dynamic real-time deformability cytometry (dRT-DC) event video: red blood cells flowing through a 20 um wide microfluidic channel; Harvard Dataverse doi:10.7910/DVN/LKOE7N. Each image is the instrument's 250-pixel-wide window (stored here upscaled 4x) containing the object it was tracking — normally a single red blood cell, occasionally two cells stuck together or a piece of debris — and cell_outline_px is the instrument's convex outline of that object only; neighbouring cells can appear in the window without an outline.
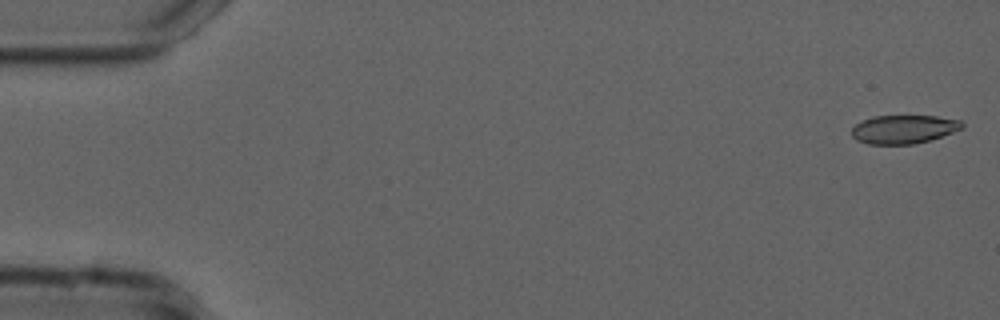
{"species": "common noctule bat (a hibernating species)", "species_latin": "Nyctalus noctula", "temperature_condition": "cold", "stored_images_in_passage": 54, "camera_frame_rate_fps": 3000, "um_per_image_px": 0.085, "animal": {"sex": "male", "forearm_length_mm": 52.5}, "frame": {"image": 1, "passage_image": 1, "time_ms": 0.0, "image_size_px": [1000, 320], "cell_outline_px": [[964, 128], [928, 140], [912, 144], [868, 144], [856, 140], [852, 136], [852, 128], [856, 124], [872, 116], [936, 116], [960, 120], [964, 124]], "centroid_in_image_um": [76.8, 10.98], "position_along_channel_um": 8.2, "area_um2": 18.21}}
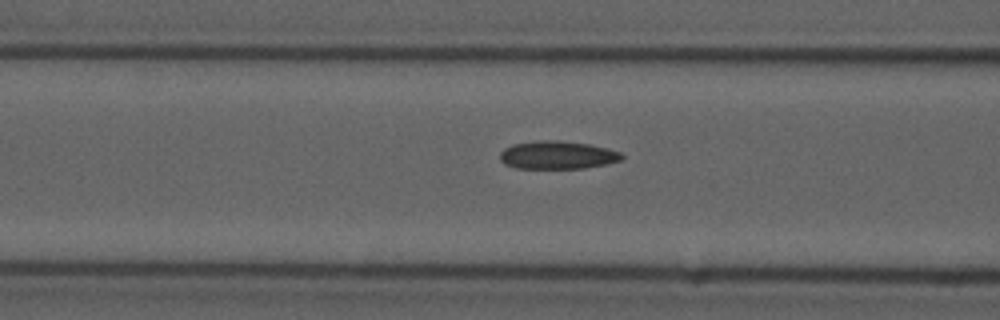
{"frame": {"image": 2, "passage_image": 21, "time_ms": 6.667, "image_size_px": [1000, 320], "cell_outline_px": [[624, 160], [608, 164], [584, 168], [516, 168], [504, 164], [500, 160], [500, 152], [504, 148], [512, 144], [536, 140], [560, 140], [592, 144], [608, 148], [620, 152], [624, 156]], "centroid_in_image_um": [47.41, 13.17], "position_along_channel_um": 119.2, "area_um2": 20.29}}
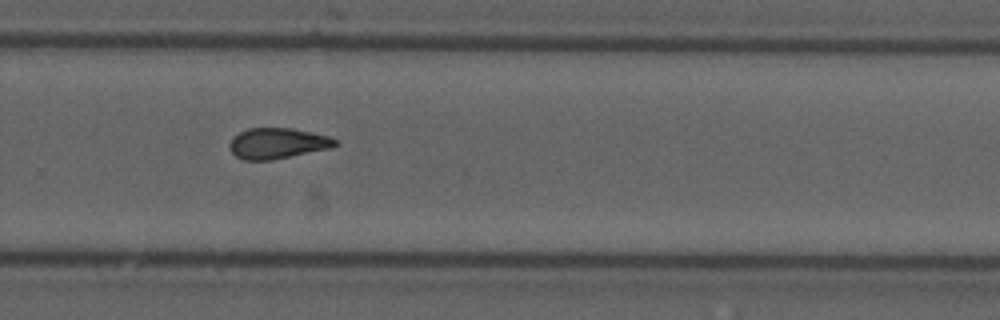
{"frame": {"image": 3, "passage_image": 36, "time_ms": 11.667, "image_size_px": [1000, 320], "cell_outline_px": [[340, 144], [332, 148], [272, 160], [244, 160], [236, 156], [232, 152], [228, 144], [232, 136], [248, 128], [292, 128], [328, 136], [340, 140]], "centroid_in_image_um": [23.61, 12.18], "position_along_channel_um": 306.2, "area_um2": 19.13}, "authors_computed_cell_mechanics": {"area_um2": 19.3919, "velocity_mm_per_s": 3.7508, "shape_relaxation_time_tau1_ms": null, "shape_relaxation_time_tau2_ms": 2.2608, "deformation_change_tau1": null, "deformation_change_tau2": 0.0775}}